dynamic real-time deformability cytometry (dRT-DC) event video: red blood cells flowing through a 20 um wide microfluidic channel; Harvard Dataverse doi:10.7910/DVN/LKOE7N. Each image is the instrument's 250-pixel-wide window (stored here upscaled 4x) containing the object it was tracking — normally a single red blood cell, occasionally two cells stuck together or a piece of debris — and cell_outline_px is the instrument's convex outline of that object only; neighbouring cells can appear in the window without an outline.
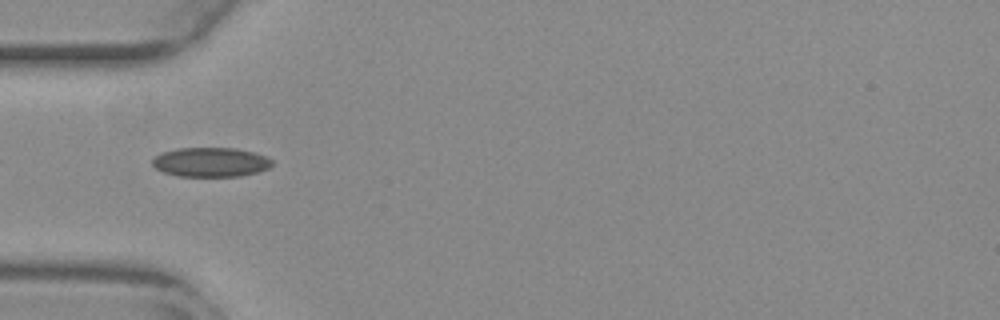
{"species": "common noctule bat (a hibernating species)", "species_latin": "Nyctalus noctula", "temperature_condition": "warm", "stored_images_in_passage": 38, "camera_frame_rate_fps": 3000, "um_per_image_px": 0.085, "animal": {"sex": "female", "body_mass_g": 29.2, "forearm_length_mm": 56.3}, "frame": {"image": 1, "passage_image": 2, "time_ms": 0.333, "image_size_px": [1000, 320], "cell_outline_px": [[272, 164], [268, 168], [256, 172], [240, 176], [176, 176], [164, 172], [156, 168], [152, 164], [152, 160], [156, 156], [164, 152], [180, 148], [236, 148], [268, 156], [272, 160]], "centroid_in_image_um": [17.92, 13.78], "position_along_channel_um": 67.1, "area_um2": 20.35}}
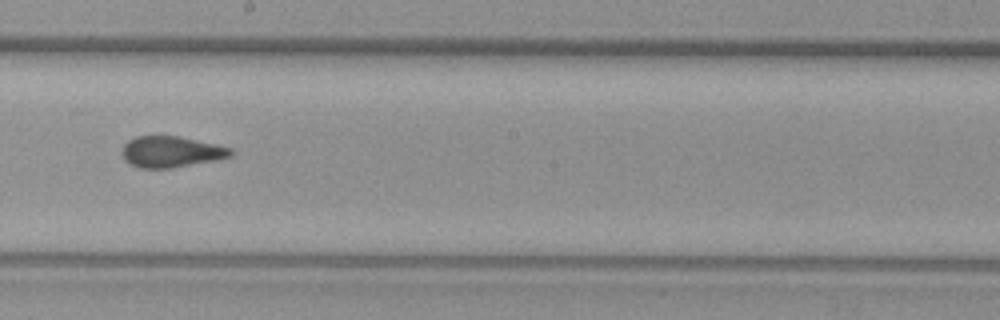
{"frame": {"image": 2, "passage_image": 15, "time_ms": 4.667, "image_size_px": [1000, 320], "cell_outline_px": [[236, 152], [232, 156], [216, 160], [172, 168], [140, 168], [128, 164], [124, 160], [124, 144], [128, 140], [136, 136], [176, 136], [232, 148]], "centroid_in_image_um": [14.56, 12.91], "position_along_channel_um": 233.6, "area_um2": 19.59}}
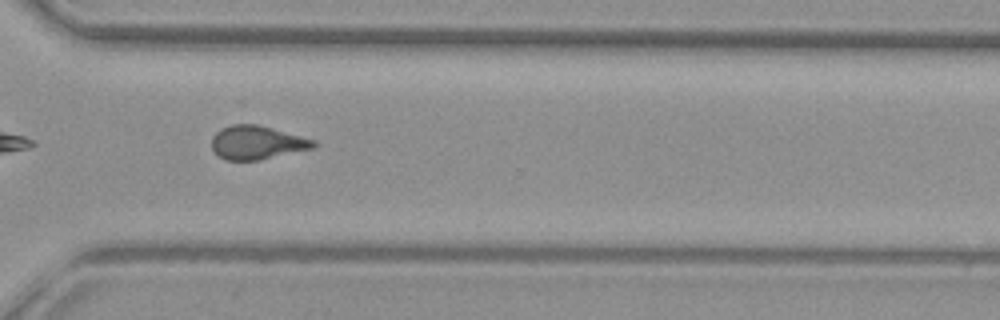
{"frame": {"image": 3, "passage_image": 24, "time_ms": 7.667, "image_size_px": [1000, 320], "cell_outline_px": [[316, 148], [260, 160], [224, 160], [212, 148], [212, 136], [220, 128], [232, 124], [256, 124], [316, 140]], "centroid_in_image_um": [21.86, 12.12], "position_along_channel_um": 348.7, "area_um2": 20.0}, "authors_computed_cell_mechanics": {"area_um2": 20.1144, "velocity_mm_per_s": 3.8433, "shape_relaxation_time_tau1_ms": null, "shape_relaxation_time_tau2_ms": 1.7064, "deformation_change_tau1": null, "deformation_change_tau2": 0.0751}}